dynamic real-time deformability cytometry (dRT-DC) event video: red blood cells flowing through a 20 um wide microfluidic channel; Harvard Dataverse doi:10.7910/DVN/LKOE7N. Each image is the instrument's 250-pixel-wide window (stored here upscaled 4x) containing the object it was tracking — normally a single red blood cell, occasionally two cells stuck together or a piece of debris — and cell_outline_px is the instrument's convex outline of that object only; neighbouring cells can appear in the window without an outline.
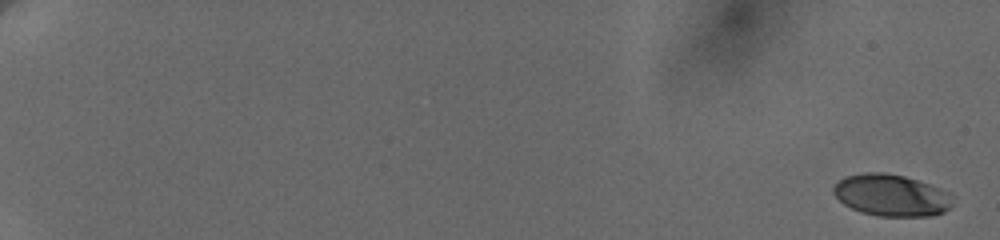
{"species": "human", "species_latin": "Homo sapiens", "temperature_condition": "cold", "stored_images_in_passage": 10, "camera_frame_rate_fps": 3000, "um_per_image_px": 0.085, "donor": {"sex": "female"}, "frame": {"image": 1, "passage_image": 1, "time_ms": 0.0, "image_size_px": [1000, 240], "cell_outline_px": [[952, 204], [944, 212], [932, 216], [876, 216], [860, 212], [844, 204], [832, 192], [832, 188], [844, 176], [864, 172], [884, 172], [904, 176], [940, 188], [948, 192]], "centroid_in_image_um": [75.73, 16.6], "position_along_channel_um": 9.3, "area_um2": 28.96}}
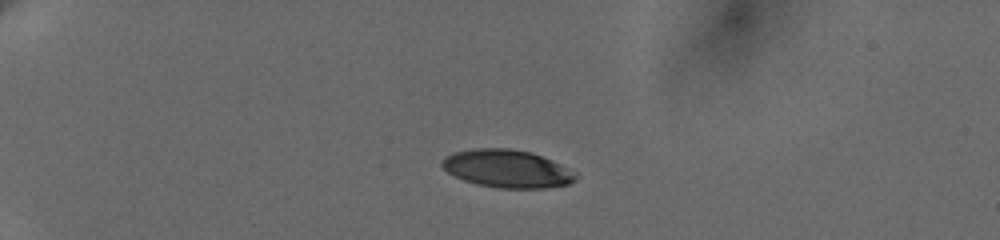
{"frame": {"image": 2, "passage_image": 7, "time_ms": 5.333, "image_size_px": [1000, 240], "cell_outline_px": [[576, 180], [568, 184], [544, 188], [496, 188], [476, 184], [464, 180], [448, 172], [440, 164], [440, 160], [444, 156], [452, 152], [476, 148], [508, 148], [532, 152], [560, 164], [576, 172]], "centroid_in_image_um": [43.07, 14.33], "position_along_channel_um": 41.9, "area_um2": 29.59}}
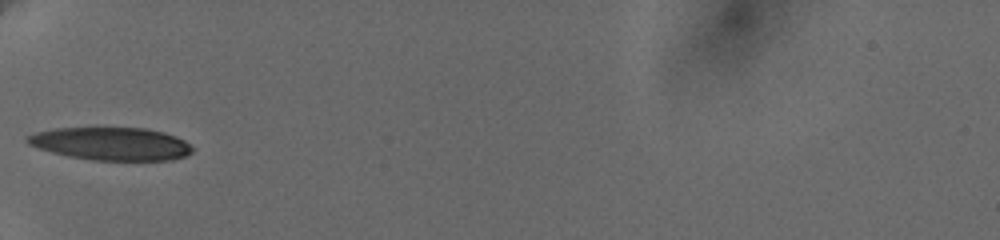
{"frame": {"image": 3, "passage_image": 9, "time_ms": 8.0, "image_size_px": [1000, 240], "cell_outline_px": [[192, 152], [184, 156], [168, 160], [92, 160], [68, 156], [52, 152], [28, 144], [24, 140], [24, 136], [36, 132], [56, 128], [144, 128], [164, 132], [176, 136], [184, 140], [192, 148]], "centroid_in_image_um": [9.41, 12.21], "position_along_channel_um": 75.6, "area_um2": 31.5}}